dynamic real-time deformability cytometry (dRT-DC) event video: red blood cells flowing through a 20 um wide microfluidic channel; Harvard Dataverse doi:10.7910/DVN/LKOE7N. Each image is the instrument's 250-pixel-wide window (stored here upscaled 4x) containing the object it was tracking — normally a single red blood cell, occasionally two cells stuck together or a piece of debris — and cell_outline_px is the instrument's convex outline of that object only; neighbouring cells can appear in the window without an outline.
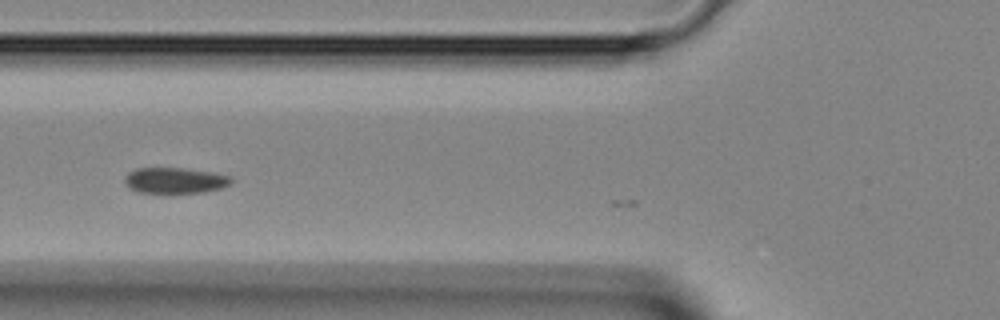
{"species": "Egyptian fruit bat (a non-hibernating species)", "species_latin": "Rousettus aegyptiacus", "temperature_condition": "room temperature", "stored_images_in_passage": 6, "camera_frame_rate_fps": 3000, "um_per_image_px": 0.085, "animal": {"sex": "female"}, "frame": {"image": 1, "passage_image": 5, "time_ms": 1.333, "image_size_px": [1000, 320], "cell_outline_px": [[232, 184], [220, 188], [204, 192], [168, 196], [136, 192], [128, 188], [124, 180], [124, 176], [128, 172], [136, 168], [184, 168], [212, 172], [228, 176], [232, 180]], "centroid_in_image_um": [14.8, 15.39], "position_along_channel_um": 111.0, "area_um2": 16.94}}